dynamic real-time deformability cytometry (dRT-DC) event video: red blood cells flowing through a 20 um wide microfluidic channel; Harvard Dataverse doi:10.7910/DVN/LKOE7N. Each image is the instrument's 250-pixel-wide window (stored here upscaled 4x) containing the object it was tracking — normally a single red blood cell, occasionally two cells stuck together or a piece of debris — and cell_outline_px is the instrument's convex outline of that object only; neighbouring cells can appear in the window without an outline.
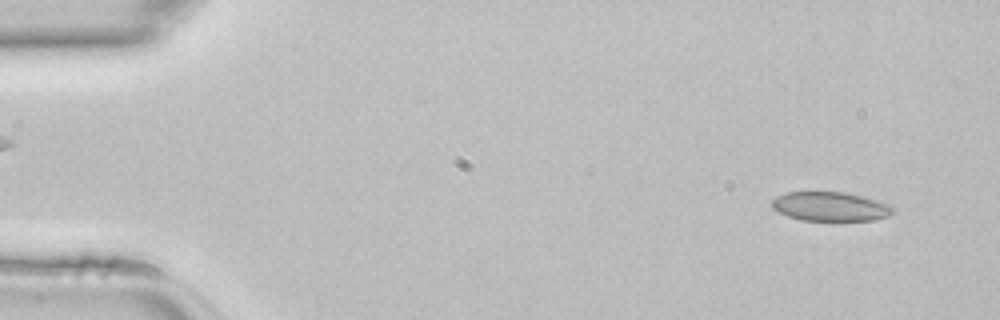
{"species": "common noctule bat (a hibernating species)", "species_latin": "Nyctalus noctula", "temperature_condition": "room temperature", "stored_images_in_passage": 45, "camera_frame_rate_fps": 3000, "um_per_image_px": 0.085, "animal": {"sex": "female", "body_mass_g": 22.7, "forearm_length_mm": 54.2}, "frame": {"image": 1, "passage_image": 3, "time_ms": 0.667, "image_size_px": [1000, 320], "cell_outline_px": [[896, 212], [888, 216], [872, 220], [840, 224], [836, 224], [800, 220], [788, 216], [772, 208], [772, 200], [776, 196], [784, 192], [844, 192], [864, 196], [892, 204], [896, 208]], "centroid_in_image_um": [70.66, 17.61], "position_along_channel_um": 14.3, "area_um2": 21.91}}
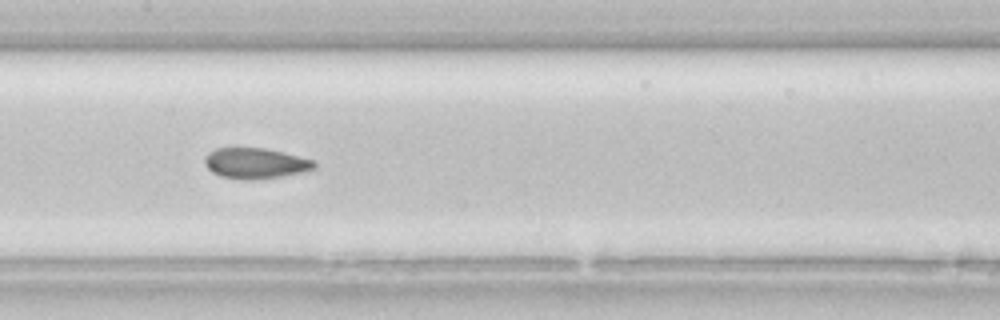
{"frame": {"image": 2, "passage_image": 22, "time_ms": 7.0, "image_size_px": [1000, 320], "cell_outline_px": [[316, 168], [304, 172], [280, 176], [248, 180], [244, 180], [220, 176], [212, 172], [204, 164], [204, 156], [208, 152], [216, 148], [264, 148], [284, 152], [316, 160]], "centroid_in_image_um": [21.72, 13.87], "position_along_channel_um": 185.7, "area_um2": 19.71}}
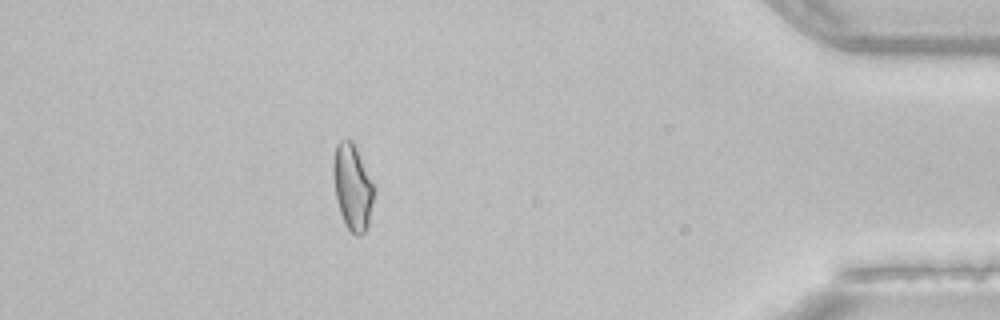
{"frame": {"image": 3, "passage_image": 40, "time_ms": 13.0, "image_size_px": [1000, 320], "cell_outline_px": [[376, 188], [368, 224], [364, 232], [360, 236], [356, 236], [344, 224], [336, 200], [332, 176], [332, 160], [336, 144], [340, 140], [352, 140]], "centroid_in_image_um": [29.95, 15.89], "position_along_channel_um": 405.3, "area_um2": 20.63}}